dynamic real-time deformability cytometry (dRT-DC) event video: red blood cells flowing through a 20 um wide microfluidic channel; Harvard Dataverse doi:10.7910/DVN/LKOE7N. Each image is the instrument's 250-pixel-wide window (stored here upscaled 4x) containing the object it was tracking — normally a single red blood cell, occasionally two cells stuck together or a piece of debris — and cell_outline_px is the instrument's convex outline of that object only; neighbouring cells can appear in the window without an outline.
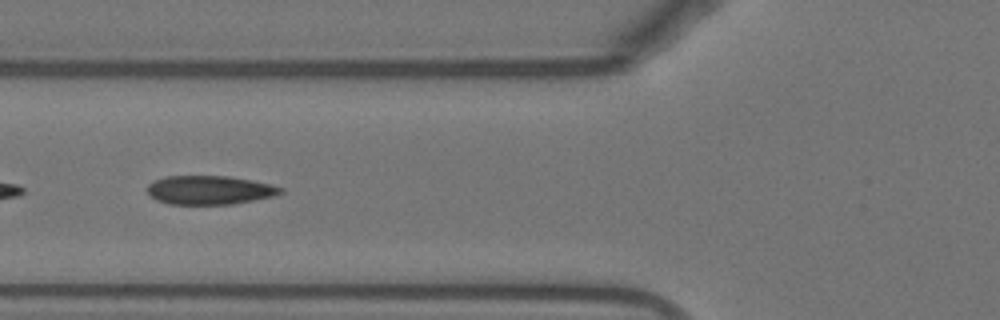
{"species": "Egyptian fruit bat (a non-hibernating species)", "species_latin": "Rousettus aegyptiacus", "temperature_condition": "warm", "stored_images_in_passage": 40, "camera_frame_rate_fps": 3000, "um_per_image_px": 0.085, "animal": {"sex": "female"}, "frame": {"image": 1, "passage_image": 13, "time_ms": 4.0, "image_size_px": [1000, 320], "cell_outline_px": [[284, 192], [276, 196], [232, 204], [168, 204], [156, 200], [148, 192], [148, 184], [152, 180], [164, 176], [228, 176], [252, 180], [272, 184], [284, 188]], "centroid_in_image_um": [17.84, 16.15], "position_along_channel_um": 108.0, "area_um2": 22.6}}
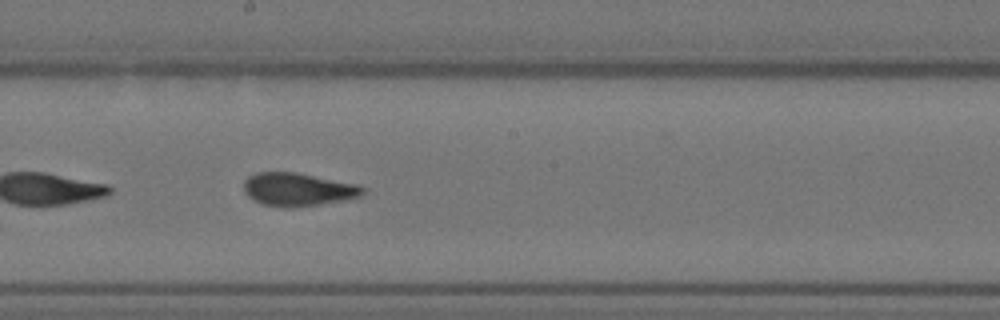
{"frame": {"image": 2, "passage_image": 22, "time_ms": 7.0, "image_size_px": [1000, 320], "cell_outline_px": [[364, 192], [360, 196], [344, 200], [320, 204], [288, 208], [284, 208], [264, 204], [252, 200], [244, 192], [244, 180], [248, 176], [256, 172], [296, 172], [356, 184], [364, 188]], "centroid_in_image_um": [25.28, 16.1], "position_along_channel_um": 222.9, "area_um2": 22.95}}
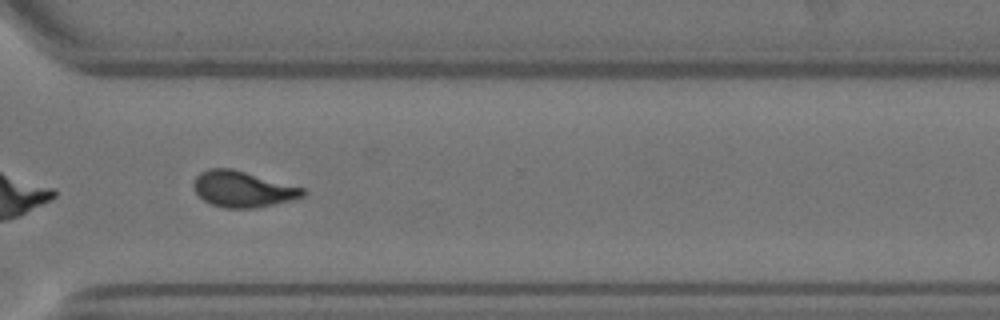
{"frame": {"image": 3, "passage_image": 32, "time_ms": 10.333, "image_size_px": [1000, 320], "cell_outline_px": [[308, 192], [304, 196], [292, 200], [252, 208], [224, 208], [212, 204], [204, 200], [196, 192], [192, 184], [196, 176], [200, 172], [208, 168], [232, 168], [304, 188]], "centroid_in_image_um": [20.63, 16.06], "position_along_channel_um": 350.0, "area_um2": 22.83}, "authors_computed_cell_mechanics": {"area_um2": 22.8599, "velocity_mm_per_s": 3.8168, "shape_relaxation_time_tau1_ms": null, "shape_relaxation_time_tau2_ms": 1.2372, "deformation_change_tau1": null, "deformation_change_tau2": 0.0638}}